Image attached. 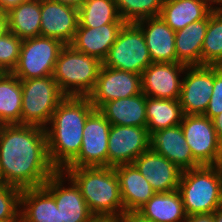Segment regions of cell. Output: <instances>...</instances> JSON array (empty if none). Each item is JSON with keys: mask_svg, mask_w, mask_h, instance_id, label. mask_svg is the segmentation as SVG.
Masks as SVG:
<instances>
[{"mask_svg": "<svg viewBox=\"0 0 222 222\" xmlns=\"http://www.w3.org/2000/svg\"><path fill=\"white\" fill-rule=\"evenodd\" d=\"M56 171L49 159L45 128L0 125V172L4 184L21 190L41 187Z\"/></svg>", "mask_w": 222, "mask_h": 222, "instance_id": "cell-1", "label": "cell"}, {"mask_svg": "<svg viewBox=\"0 0 222 222\" xmlns=\"http://www.w3.org/2000/svg\"><path fill=\"white\" fill-rule=\"evenodd\" d=\"M95 110L88 97L66 96L45 127L51 164L62 171L80 152L83 129Z\"/></svg>", "mask_w": 222, "mask_h": 222, "instance_id": "cell-2", "label": "cell"}, {"mask_svg": "<svg viewBox=\"0 0 222 222\" xmlns=\"http://www.w3.org/2000/svg\"><path fill=\"white\" fill-rule=\"evenodd\" d=\"M95 218L115 220L124 212L114 167H65Z\"/></svg>", "mask_w": 222, "mask_h": 222, "instance_id": "cell-3", "label": "cell"}, {"mask_svg": "<svg viewBox=\"0 0 222 222\" xmlns=\"http://www.w3.org/2000/svg\"><path fill=\"white\" fill-rule=\"evenodd\" d=\"M222 164L184 170L178 191L186 215L213 213L222 205Z\"/></svg>", "mask_w": 222, "mask_h": 222, "instance_id": "cell-4", "label": "cell"}, {"mask_svg": "<svg viewBox=\"0 0 222 222\" xmlns=\"http://www.w3.org/2000/svg\"><path fill=\"white\" fill-rule=\"evenodd\" d=\"M102 62L65 45L55 63L52 77L65 96L87 97L95 87Z\"/></svg>", "mask_w": 222, "mask_h": 222, "instance_id": "cell-5", "label": "cell"}, {"mask_svg": "<svg viewBox=\"0 0 222 222\" xmlns=\"http://www.w3.org/2000/svg\"><path fill=\"white\" fill-rule=\"evenodd\" d=\"M21 87V124L45 128L66 96L52 76L21 80Z\"/></svg>", "mask_w": 222, "mask_h": 222, "instance_id": "cell-6", "label": "cell"}, {"mask_svg": "<svg viewBox=\"0 0 222 222\" xmlns=\"http://www.w3.org/2000/svg\"><path fill=\"white\" fill-rule=\"evenodd\" d=\"M151 63L142 30L135 23H125L102 65L141 75Z\"/></svg>", "mask_w": 222, "mask_h": 222, "instance_id": "cell-7", "label": "cell"}, {"mask_svg": "<svg viewBox=\"0 0 222 222\" xmlns=\"http://www.w3.org/2000/svg\"><path fill=\"white\" fill-rule=\"evenodd\" d=\"M65 44L52 37L37 36L23 40L17 66L12 73L20 80L52 76Z\"/></svg>", "mask_w": 222, "mask_h": 222, "instance_id": "cell-8", "label": "cell"}, {"mask_svg": "<svg viewBox=\"0 0 222 222\" xmlns=\"http://www.w3.org/2000/svg\"><path fill=\"white\" fill-rule=\"evenodd\" d=\"M180 125L193 159L200 166L222 164V143L211 119L204 115H184Z\"/></svg>", "mask_w": 222, "mask_h": 222, "instance_id": "cell-9", "label": "cell"}, {"mask_svg": "<svg viewBox=\"0 0 222 222\" xmlns=\"http://www.w3.org/2000/svg\"><path fill=\"white\" fill-rule=\"evenodd\" d=\"M111 123L94 110L87 118L79 154L66 167H108V139Z\"/></svg>", "mask_w": 222, "mask_h": 222, "instance_id": "cell-10", "label": "cell"}, {"mask_svg": "<svg viewBox=\"0 0 222 222\" xmlns=\"http://www.w3.org/2000/svg\"><path fill=\"white\" fill-rule=\"evenodd\" d=\"M43 187L54 197L61 222H91L95 218L79 187L64 171H56Z\"/></svg>", "mask_w": 222, "mask_h": 222, "instance_id": "cell-11", "label": "cell"}, {"mask_svg": "<svg viewBox=\"0 0 222 222\" xmlns=\"http://www.w3.org/2000/svg\"><path fill=\"white\" fill-rule=\"evenodd\" d=\"M142 93L141 75L101 66L96 84L87 96L98 110L104 103Z\"/></svg>", "mask_w": 222, "mask_h": 222, "instance_id": "cell-12", "label": "cell"}, {"mask_svg": "<svg viewBox=\"0 0 222 222\" xmlns=\"http://www.w3.org/2000/svg\"><path fill=\"white\" fill-rule=\"evenodd\" d=\"M214 66H186L180 105L184 115H203L213 93Z\"/></svg>", "mask_w": 222, "mask_h": 222, "instance_id": "cell-13", "label": "cell"}, {"mask_svg": "<svg viewBox=\"0 0 222 222\" xmlns=\"http://www.w3.org/2000/svg\"><path fill=\"white\" fill-rule=\"evenodd\" d=\"M146 127L111 125L108 139V167L132 164L150 148Z\"/></svg>", "mask_w": 222, "mask_h": 222, "instance_id": "cell-14", "label": "cell"}, {"mask_svg": "<svg viewBox=\"0 0 222 222\" xmlns=\"http://www.w3.org/2000/svg\"><path fill=\"white\" fill-rule=\"evenodd\" d=\"M186 65L152 62L141 74L142 92L147 97L179 100Z\"/></svg>", "mask_w": 222, "mask_h": 222, "instance_id": "cell-15", "label": "cell"}, {"mask_svg": "<svg viewBox=\"0 0 222 222\" xmlns=\"http://www.w3.org/2000/svg\"><path fill=\"white\" fill-rule=\"evenodd\" d=\"M156 193L178 190L182 170L150 148L132 163Z\"/></svg>", "mask_w": 222, "mask_h": 222, "instance_id": "cell-16", "label": "cell"}, {"mask_svg": "<svg viewBox=\"0 0 222 222\" xmlns=\"http://www.w3.org/2000/svg\"><path fill=\"white\" fill-rule=\"evenodd\" d=\"M79 25V10L54 0H41L40 36L70 44Z\"/></svg>", "mask_w": 222, "mask_h": 222, "instance_id": "cell-17", "label": "cell"}, {"mask_svg": "<svg viewBox=\"0 0 222 222\" xmlns=\"http://www.w3.org/2000/svg\"><path fill=\"white\" fill-rule=\"evenodd\" d=\"M150 149L170 160L182 171L200 167L193 159L181 125L150 133Z\"/></svg>", "mask_w": 222, "mask_h": 222, "instance_id": "cell-18", "label": "cell"}, {"mask_svg": "<svg viewBox=\"0 0 222 222\" xmlns=\"http://www.w3.org/2000/svg\"><path fill=\"white\" fill-rule=\"evenodd\" d=\"M135 24L142 30L152 62L177 63L175 31L160 16L142 19Z\"/></svg>", "mask_w": 222, "mask_h": 222, "instance_id": "cell-19", "label": "cell"}, {"mask_svg": "<svg viewBox=\"0 0 222 222\" xmlns=\"http://www.w3.org/2000/svg\"><path fill=\"white\" fill-rule=\"evenodd\" d=\"M123 25L105 24L97 28H89L79 24L70 45L77 51L103 62Z\"/></svg>", "mask_w": 222, "mask_h": 222, "instance_id": "cell-20", "label": "cell"}, {"mask_svg": "<svg viewBox=\"0 0 222 222\" xmlns=\"http://www.w3.org/2000/svg\"><path fill=\"white\" fill-rule=\"evenodd\" d=\"M118 176L124 212L137 211L156 192L133 164L114 167Z\"/></svg>", "mask_w": 222, "mask_h": 222, "instance_id": "cell-21", "label": "cell"}, {"mask_svg": "<svg viewBox=\"0 0 222 222\" xmlns=\"http://www.w3.org/2000/svg\"><path fill=\"white\" fill-rule=\"evenodd\" d=\"M146 95L121 98L104 103L98 110L111 125L146 127Z\"/></svg>", "mask_w": 222, "mask_h": 222, "instance_id": "cell-22", "label": "cell"}, {"mask_svg": "<svg viewBox=\"0 0 222 222\" xmlns=\"http://www.w3.org/2000/svg\"><path fill=\"white\" fill-rule=\"evenodd\" d=\"M20 213L24 222H61L60 209L43 186L21 191Z\"/></svg>", "mask_w": 222, "mask_h": 222, "instance_id": "cell-23", "label": "cell"}, {"mask_svg": "<svg viewBox=\"0 0 222 222\" xmlns=\"http://www.w3.org/2000/svg\"><path fill=\"white\" fill-rule=\"evenodd\" d=\"M213 10L207 0H164L159 16L176 32L205 19Z\"/></svg>", "mask_w": 222, "mask_h": 222, "instance_id": "cell-24", "label": "cell"}, {"mask_svg": "<svg viewBox=\"0 0 222 222\" xmlns=\"http://www.w3.org/2000/svg\"><path fill=\"white\" fill-rule=\"evenodd\" d=\"M208 27V16L175 32L177 63L201 66V52Z\"/></svg>", "mask_w": 222, "mask_h": 222, "instance_id": "cell-25", "label": "cell"}, {"mask_svg": "<svg viewBox=\"0 0 222 222\" xmlns=\"http://www.w3.org/2000/svg\"><path fill=\"white\" fill-rule=\"evenodd\" d=\"M137 212L152 222H184L187 216L178 190L155 193Z\"/></svg>", "mask_w": 222, "mask_h": 222, "instance_id": "cell-26", "label": "cell"}, {"mask_svg": "<svg viewBox=\"0 0 222 222\" xmlns=\"http://www.w3.org/2000/svg\"><path fill=\"white\" fill-rule=\"evenodd\" d=\"M8 31L22 40L40 36L41 0H28L7 12Z\"/></svg>", "mask_w": 222, "mask_h": 222, "instance_id": "cell-27", "label": "cell"}, {"mask_svg": "<svg viewBox=\"0 0 222 222\" xmlns=\"http://www.w3.org/2000/svg\"><path fill=\"white\" fill-rule=\"evenodd\" d=\"M21 80L12 72H0V125L21 124Z\"/></svg>", "mask_w": 222, "mask_h": 222, "instance_id": "cell-28", "label": "cell"}, {"mask_svg": "<svg viewBox=\"0 0 222 222\" xmlns=\"http://www.w3.org/2000/svg\"><path fill=\"white\" fill-rule=\"evenodd\" d=\"M183 116L179 100L146 97V128L149 134L180 125Z\"/></svg>", "mask_w": 222, "mask_h": 222, "instance_id": "cell-29", "label": "cell"}, {"mask_svg": "<svg viewBox=\"0 0 222 222\" xmlns=\"http://www.w3.org/2000/svg\"><path fill=\"white\" fill-rule=\"evenodd\" d=\"M79 10L82 27L97 28L105 24H125L114 0H86Z\"/></svg>", "mask_w": 222, "mask_h": 222, "instance_id": "cell-30", "label": "cell"}, {"mask_svg": "<svg viewBox=\"0 0 222 222\" xmlns=\"http://www.w3.org/2000/svg\"><path fill=\"white\" fill-rule=\"evenodd\" d=\"M222 61V9L208 15V27L201 52V66H216Z\"/></svg>", "mask_w": 222, "mask_h": 222, "instance_id": "cell-31", "label": "cell"}, {"mask_svg": "<svg viewBox=\"0 0 222 222\" xmlns=\"http://www.w3.org/2000/svg\"><path fill=\"white\" fill-rule=\"evenodd\" d=\"M117 11L125 23L160 15L164 0H114Z\"/></svg>", "mask_w": 222, "mask_h": 222, "instance_id": "cell-32", "label": "cell"}, {"mask_svg": "<svg viewBox=\"0 0 222 222\" xmlns=\"http://www.w3.org/2000/svg\"><path fill=\"white\" fill-rule=\"evenodd\" d=\"M23 40L9 31L0 36V72H12L17 66Z\"/></svg>", "mask_w": 222, "mask_h": 222, "instance_id": "cell-33", "label": "cell"}, {"mask_svg": "<svg viewBox=\"0 0 222 222\" xmlns=\"http://www.w3.org/2000/svg\"><path fill=\"white\" fill-rule=\"evenodd\" d=\"M21 189L0 184V221L11 220L20 213Z\"/></svg>", "mask_w": 222, "mask_h": 222, "instance_id": "cell-34", "label": "cell"}, {"mask_svg": "<svg viewBox=\"0 0 222 222\" xmlns=\"http://www.w3.org/2000/svg\"><path fill=\"white\" fill-rule=\"evenodd\" d=\"M222 112V72L217 66H214V84L213 93L210 97L209 104L205 113V117L213 119Z\"/></svg>", "mask_w": 222, "mask_h": 222, "instance_id": "cell-35", "label": "cell"}, {"mask_svg": "<svg viewBox=\"0 0 222 222\" xmlns=\"http://www.w3.org/2000/svg\"><path fill=\"white\" fill-rule=\"evenodd\" d=\"M114 222H152L137 211L123 212Z\"/></svg>", "mask_w": 222, "mask_h": 222, "instance_id": "cell-36", "label": "cell"}, {"mask_svg": "<svg viewBox=\"0 0 222 222\" xmlns=\"http://www.w3.org/2000/svg\"><path fill=\"white\" fill-rule=\"evenodd\" d=\"M184 222H214V214L200 213L187 215Z\"/></svg>", "mask_w": 222, "mask_h": 222, "instance_id": "cell-37", "label": "cell"}, {"mask_svg": "<svg viewBox=\"0 0 222 222\" xmlns=\"http://www.w3.org/2000/svg\"><path fill=\"white\" fill-rule=\"evenodd\" d=\"M28 0H0V10L7 13Z\"/></svg>", "mask_w": 222, "mask_h": 222, "instance_id": "cell-38", "label": "cell"}, {"mask_svg": "<svg viewBox=\"0 0 222 222\" xmlns=\"http://www.w3.org/2000/svg\"><path fill=\"white\" fill-rule=\"evenodd\" d=\"M212 121H213L215 131L217 133V136H218L220 142L222 143V112L220 114H218L217 116H215L212 119Z\"/></svg>", "mask_w": 222, "mask_h": 222, "instance_id": "cell-39", "label": "cell"}, {"mask_svg": "<svg viewBox=\"0 0 222 222\" xmlns=\"http://www.w3.org/2000/svg\"><path fill=\"white\" fill-rule=\"evenodd\" d=\"M8 32L7 13L0 10V36Z\"/></svg>", "mask_w": 222, "mask_h": 222, "instance_id": "cell-40", "label": "cell"}, {"mask_svg": "<svg viewBox=\"0 0 222 222\" xmlns=\"http://www.w3.org/2000/svg\"><path fill=\"white\" fill-rule=\"evenodd\" d=\"M54 1L79 9L86 0H54Z\"/></svg>", "mask_w": 222, "mask_h": 222, "instance_id": "cell-41", "label": "cell"}, {"mask_svg": "<svg viewBox=\"0 0 222 222\" xmlns=\"http://www.w3.org/2000/svg\"><path fill=\"white\" fill-rule=\"evenodd\" d=\"M214 222H222V205L218 207L214 212Z\"/></svg>", "mask_w": 222, "mask_h": 222, "instance_id": "cell-42", "label": "cell"}, {"mask_svg": "<svg viewBox=\"0 0 222 222\" xmlns=\"http://www.w3.org/2000/svg\"><path fill=\"white\" fill-rule=\"evenodd\" d=\"M208 3L215 9H222V0H207Z\"/></svg>", "mask_w": 222, "mask_h": 222, "instance_id": "cell-43", "label": "cell"}, {"mask_svg": "<svg viewBox=\"0 0 222 222\" xmlns=\"http://www.w3.org/2000/svg\"><path fill=\"white\" fill-rule=\"evenodd\" d=\"M0 222H24V220H23L21 213H19L15 218H13L11 220L0 221Z\"/></svg>", "mask_w": 222, "mask_h": 222, "instance_id": "cell-44", "label": "cell"}, {"mask_svg": "<svg viewBox=\"0 0 222 222\" xmlns=\"http://www.w3.org/2000/svg\"><path fill=\"white\" fill-rule=\"evenodd\" d=\"M91 222H114V220L108 218H94Z\"/></svg>", "mask_w": 222, "mask_h": 222, "instance_id": "cell-45", "label": "cell"}, {"mask_svg": "<svg viewBox=\"0 0 222 222\" xmlns=\"http://www.w3.org/2000/svg\"><path fill=\"white\" fill-rule=\"evenodd\" d=\"M217 67H218V69L222 72V61L218 64V65H216Z\"/></svg>", "mask_w": 222, "mask_h": 222, "instance_id": "cell-46", "label": "cell"}, {"mask_svg": "<svg viewBox=\"0 0 222 222\" xmlns=\"http://www.w3.org/2000/svg\"><path fill=\"white\" fill-rule=\"evenodd\" d=\"M0 184H3V179L1 177V172H0Z\"/></svg>", "mask_w": 222, "mask_h": 222, "instance_id": "cell-47", "label": "cell"}]
</instances>
